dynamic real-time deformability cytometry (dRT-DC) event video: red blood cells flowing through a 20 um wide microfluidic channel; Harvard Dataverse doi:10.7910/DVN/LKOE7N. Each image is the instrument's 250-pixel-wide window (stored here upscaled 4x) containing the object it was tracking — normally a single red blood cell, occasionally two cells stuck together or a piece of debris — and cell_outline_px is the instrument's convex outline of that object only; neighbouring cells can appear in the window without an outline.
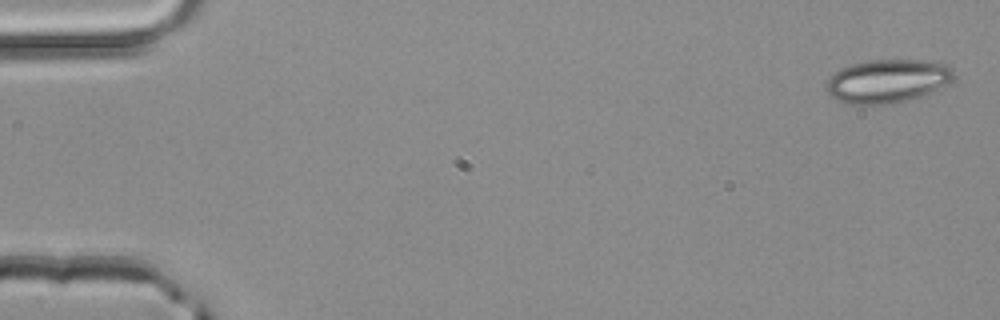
{"species": "common noctule bat (a hibernating species)", "species_latin": "Nyctalus noctula", "temperature_condition": "room temperature", "stored_images_in_passage": 3, "camera_frame_rate_fps": 3000, "um_per_image_px": 0.085, "animal": {"sex": "male", "body_mass_g": 20.4}, "frame": {"image": 1, "passage_image": 1, "time_ms": 0.0, "image_size_px": [1000, 320], "cell_outline_px": [[952, 80], [920, 96], [908, 100], [892, 104], [844, 104], [836, 100], [824, 88], [824, 84], [840, 68], [852, 64], [868, 60], [924, 60], [948, 64], [952, 68]], "centroid_in_image_um": [75.37, 6.89], "position_along_channel_um": 9.6, "area_um2": 32.14}}